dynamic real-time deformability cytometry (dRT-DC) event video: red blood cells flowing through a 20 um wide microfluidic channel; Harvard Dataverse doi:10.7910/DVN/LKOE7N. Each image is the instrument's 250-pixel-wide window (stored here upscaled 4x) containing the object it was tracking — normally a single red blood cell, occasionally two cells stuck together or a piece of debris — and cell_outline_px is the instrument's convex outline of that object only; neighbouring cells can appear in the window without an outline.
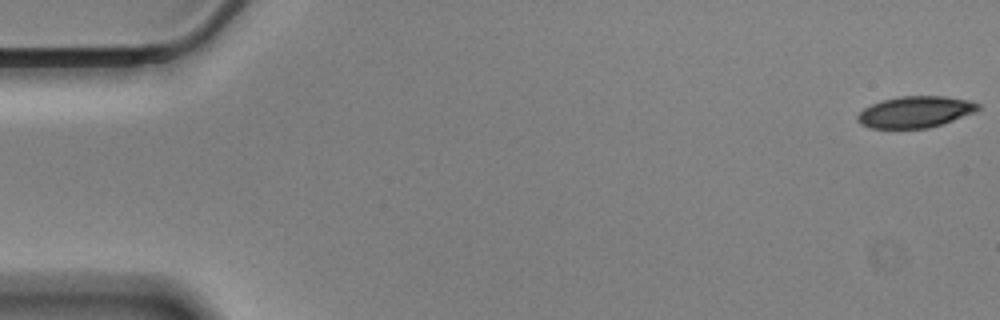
{"species": "Egyptian fruit bat (a non-hibernating species)", "species_latin": "Rousettus aegyptiacus", "temperature_condition": "cold", "stored_images_in_passage": 58, "camera_frame_rate_fps": 3000, "um_per_image_px": 0.085, "animal": {"sex": "male"}, "frame": {"image": 1, "passage_image": 1, "time_ms": 0.0, "image_size_px": [1000, 320], "cell_outline_px": [[980, 108], [976, 112], [928, 128], [868, 128], [860, 124], [856, 120], [856, 116], [864, 108], [872, 104], [884, 100], [900, 96], [944, 96], [972, 100], [980, 104]], "centroid_in_image_um": [77.8, 9.51], "position_along_channel_um": 7.2, "area_um2": 22.08}}
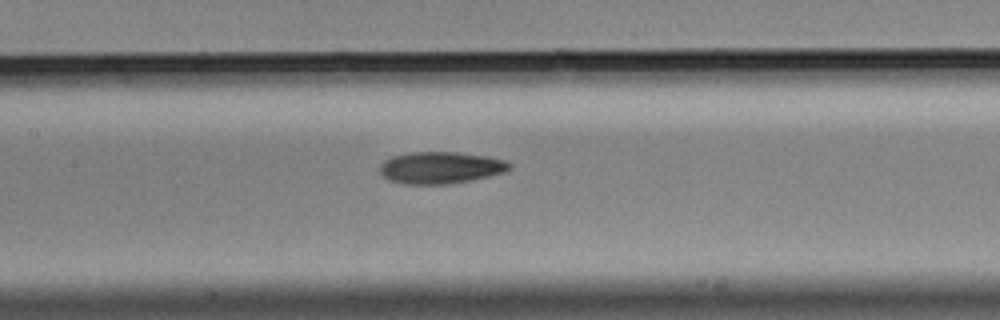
{"frame": {"image": 2, "passage_image": 27, "time_ms": 8.667, "image_size_px": [1000, 320], "cell_outline_px": [[512, 168], [508, 172], [472, 180], [452, 184], [404, 184], [388, 180], [380, 176], [380, 164], [384, 160], [392, 156], [412, 152], [456, 152], [488, 156], [504, 160], [512, 164]], "centroid_in_image_um": [37.46, 14.26], "position_along_channel_um": 169.9, "area_um2": 24.51}}
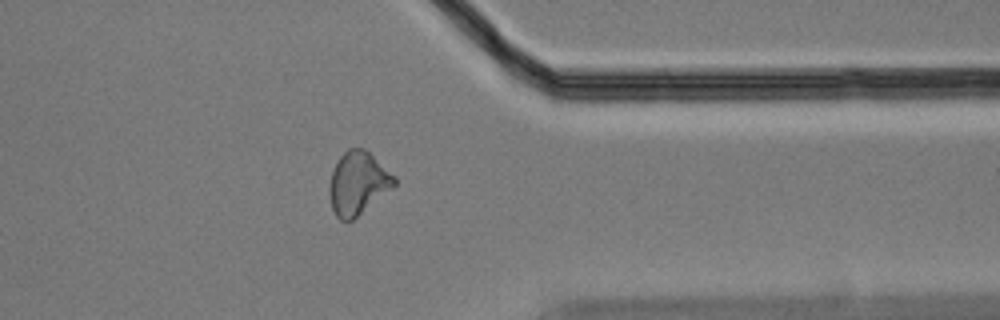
{"frame": {"image": 3, "passage_image": 46, "time_ms": 15.0, "image_size_px": [1000, 320], "cell_outline_px": [[396, 184], [392, 188], [352, 220], [340, 220], [336, 216], [332, 208], [328, 192], [328, 188], [332, 172], [340, 156], [348, 148], [364, 148], [396, 176]], "centroid_in_image_um": [30.41, 15.56], "position_along_channel_um": 381.0, "area_um2": 23.58}, "authors_computed_cell_mechanics": {"area_um2": 23.7269, "velocity_mm_per_s": 3.4718, "shape_relaxation_time_tau1_ms": 6.0987, "shape_relaxation_time_tau2_ms": 5.1364, "deformation_change_tau1": 0.148, "deformation_change_tau2": 0.1287}}